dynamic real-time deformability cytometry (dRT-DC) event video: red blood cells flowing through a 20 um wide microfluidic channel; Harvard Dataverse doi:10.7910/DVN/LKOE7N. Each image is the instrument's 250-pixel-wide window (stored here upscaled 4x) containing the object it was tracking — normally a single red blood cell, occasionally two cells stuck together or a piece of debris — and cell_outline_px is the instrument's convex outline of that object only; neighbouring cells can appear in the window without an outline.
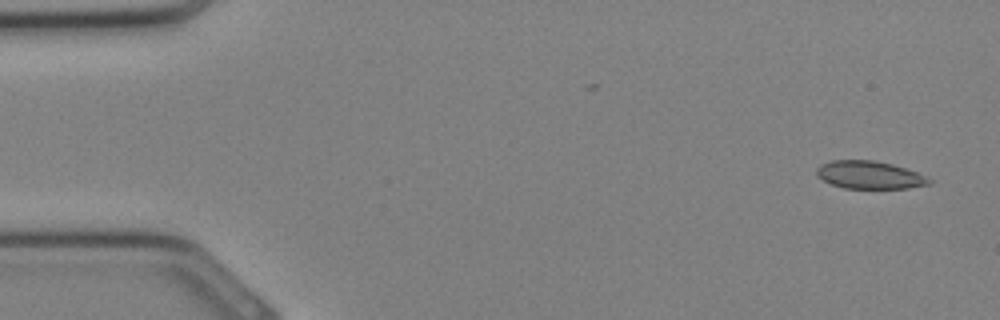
{"species": "Egyptian fruit bat (a non-hibernating species)", "species_latin": "Rousettus aegyptiacus", "temperature_condition": "cold", "stored_images_in_passage": 11, "camera_frame_rate_fps": 3000, "um_per_image_px": 0.085, "animal": {"sex": "female"}, "frame": {"image": 1, "passage_image": 2, "time_ms": 0.333, "image_size_px": [1000, 320], "cell_outline_px": [[932, 184], [908, 188], [844, 188], [832, 184], [816, 176], [816, 168], [820, 164], [832, 160], [872, 160], [892, 164], [916, 172], [932, 180]], "centroid_in_image_um": [73.89, 14.87], "position_along_channel_um": 11.1, "area_um2": 18.15}}
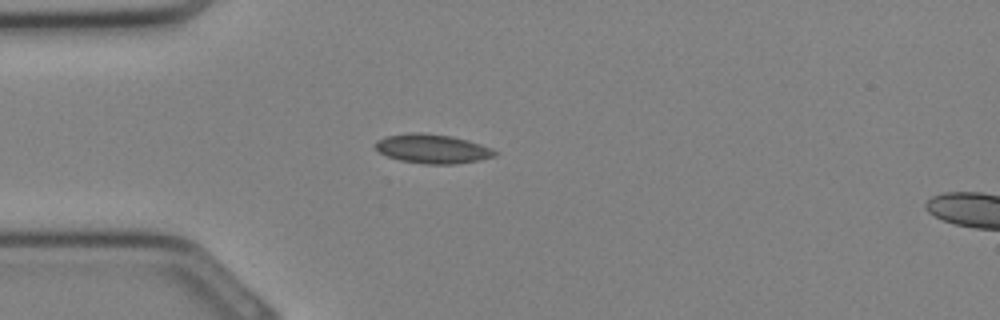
{"frame": {"image": 2, "passage_image": 9, "time_ms": 2.667, "image_size_px": [1000, 320], "cell_outline_px": [[500, 152], [496, 156], [480, 160], [456, 164], [424, 164], [400, 160], [388, 156], [372, 148], [376, 140], [384, 136], [408, 132], [420, 132], [452, 136], [468, 140], [492, 148]], "centroid_in_image_um": [36.75, 12.64], "position_along_channel_um": 48.3, "area_um2": 20.69}}